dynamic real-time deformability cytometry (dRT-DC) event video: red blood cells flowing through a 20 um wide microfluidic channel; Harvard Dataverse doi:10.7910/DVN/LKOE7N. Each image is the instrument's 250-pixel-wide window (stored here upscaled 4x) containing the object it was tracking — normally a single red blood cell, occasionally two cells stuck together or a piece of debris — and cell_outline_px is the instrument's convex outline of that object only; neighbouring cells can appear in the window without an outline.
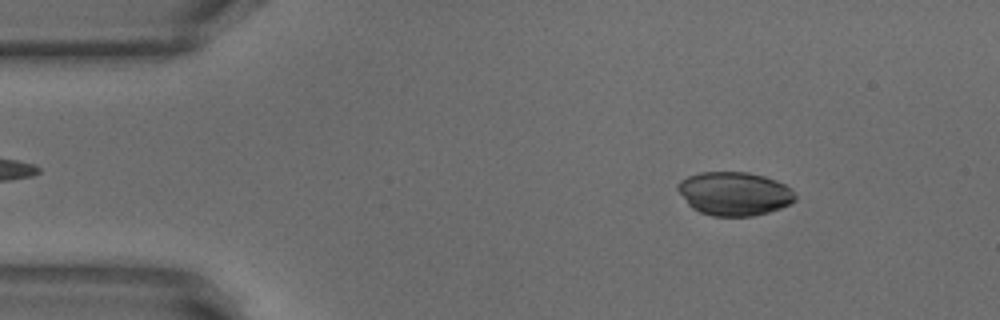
{"species": "common noctule bat (a hibernating species)", "species_latin": "Nyctalus noctula", "temperature_condition": "warm", "stored_images_in_passage": 51, "camera_frame_rate_fps": 3000, "um_per_image_px": 0.085, "animal": {"sex": "male", "body_mass_g": 18.8}, "frame": {"image": 1, "passage_image": 6, "time_ms": 1.667, "image_size_px": [1000, 320], "cell_outline_px": [[796, 200], [780, 208], [768, 212], [752, 216], [712, 216], [700, 212], [692, 208], [688, 204], [676, 188], [676, 184], [680, 180], [688, 176], [700, 172], [748, 172], [764, 176], [776, 180], [784, 184], [796, 196]], "centroid_in_image_um": [62.38, 16.46], "position_along_channel_um": 22.6, "area_um2": 29.77}}
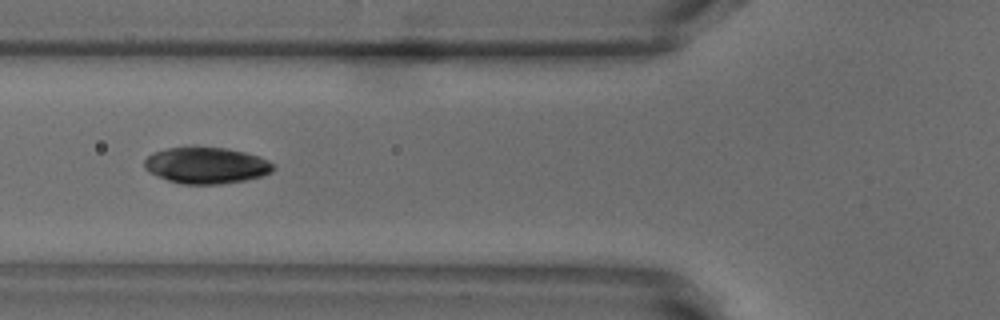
{"frame": {"image": 2, "passage_image": 18, "time_ms": 5.667, "image_size_px": [1000, 320], "cell_outline_px": [[276, 168], [272, 172], [264, 176], [244, 180], [220, 184], [180, 184], [168, 180], [144, 168], [144, 160], [152, 152], [164, 148], [228, 148], [260, 156], [268, 160]], "centroid_in_image_um": [17.57, 14.06], "position_along_channel_um": 108.2, "area_um2": 27.17}}
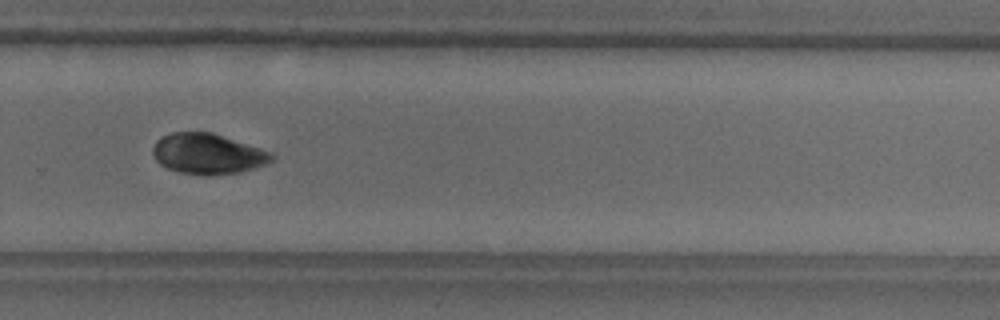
{"frame": {"image": 3, "passage_image": 34, "time_ms": 11.0, "image_size_px": [1000, 320], "cell_outline_px": [[276, 160], [268, 164], [244, 172], [180, 172], [168, 168], [160, 164], [152, 156], [152, 148], [156, 140], [160, 136], [172, 132], [212, 132], [272, 152], [276, 156]], "centroid_in_image_um": [17.69, 13.03], "position_along_channel_um": 312.1, "area_um2": 27.69}, "authors_computed_cell_mechanics": {"area_um2": 28.5532, "velocity_mm_per_s": 3.8265, "shape_relaxation_time_tau1_ms": 8.9679, "shape_relaxation_time_tau2_ms": 2.8748, "deformation_change_tau1": 0.1349, "deformation_change_tau2": 0.0501}}